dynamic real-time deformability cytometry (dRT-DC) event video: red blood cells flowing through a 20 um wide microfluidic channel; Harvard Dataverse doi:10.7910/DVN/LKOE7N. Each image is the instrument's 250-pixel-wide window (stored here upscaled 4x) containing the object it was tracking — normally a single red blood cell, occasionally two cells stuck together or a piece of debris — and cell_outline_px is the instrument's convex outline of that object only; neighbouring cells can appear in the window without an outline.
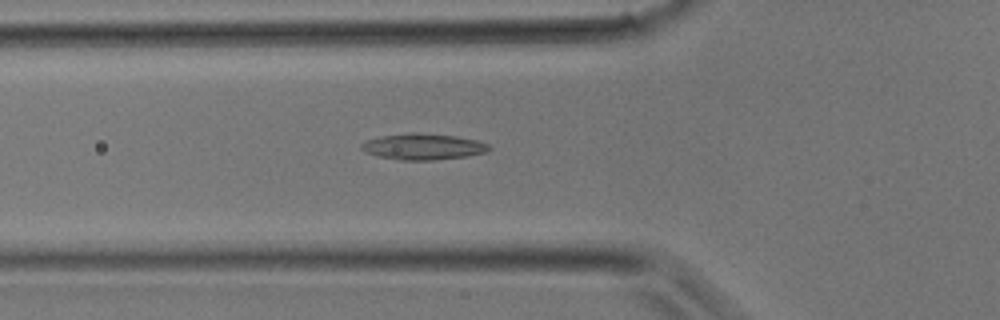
{"species": "common noctule bat (a hibernating species)", "species_latin": "Nyctalus noctula", "temperature_condition": "room temperature", "stored_images_in_passage": 33, "camera_frame_rate_fps": 3000, "um_per_image_px": 0.085, "animal": {"sex": "male", "body_mass_g": 17.9}, "frame": {"image": 1, "passage_image": 11, "time_ms": 3.333, "image_size_px": [1000, 320], "cell_outline_px": [[492, 148], [488, 152], [464, 156], [432, 160], [396, 160], [376, 156], [364, 152], [360, 148], [360, 144], [368, 140], [380, 136], [408, 132], [420, 132], [456, 136], [476, 140], [488, 144]], "centroid_in_image_um": [35.93, 12.46], "position_along_channel_um": 89.9, "area_um2": 19.65}}
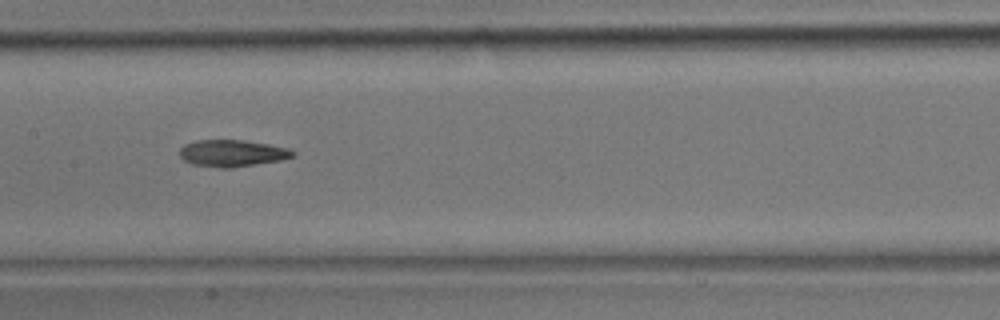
{"frame": {"image": 2, "passage_image": 16, "time_ms": 5.0, "image_size_px": [1000, 320], "cell_outline_px": [[296, 156], [280, 160], [232, 168], [220, 168], [192, 164], [184, 160], [180, 156], [180, 148], [184, 144], [196, 140], [244, 140], [268, 144], [288, 148], [296, 152]], "centroid_in_image_um": [19.74, 13.02], "position_along_channel_um": 187.7, "area_um2": 17.74}}
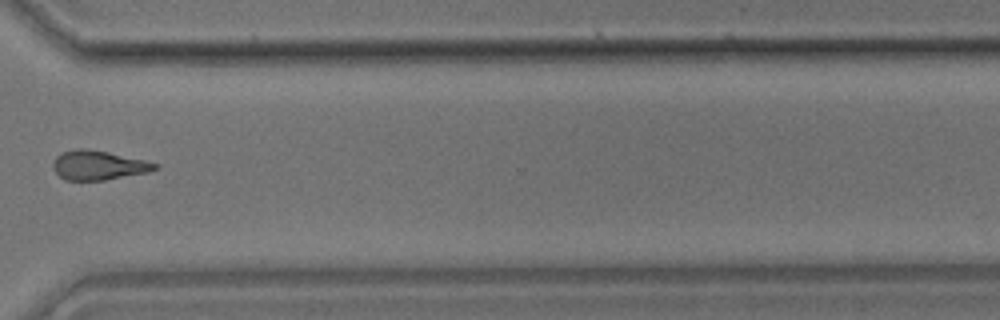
{"frame": {"image": 3, "passage_image": 25, "time_ms": 8.0, "image_size_px": [1000, 320], "cell_outline_px": [[160, 168], [148, 172], [104, 180], [64, 180], [52, 168], [52, 164], [56, 156], [60, 152], [76, 148], [88, 148], [108, 152], [144, 160], [160, 164]], "centroid_in_image_um": [8.35, 14.03], "position_along_channel_um": 362.2, "area_um2": 17.57}}